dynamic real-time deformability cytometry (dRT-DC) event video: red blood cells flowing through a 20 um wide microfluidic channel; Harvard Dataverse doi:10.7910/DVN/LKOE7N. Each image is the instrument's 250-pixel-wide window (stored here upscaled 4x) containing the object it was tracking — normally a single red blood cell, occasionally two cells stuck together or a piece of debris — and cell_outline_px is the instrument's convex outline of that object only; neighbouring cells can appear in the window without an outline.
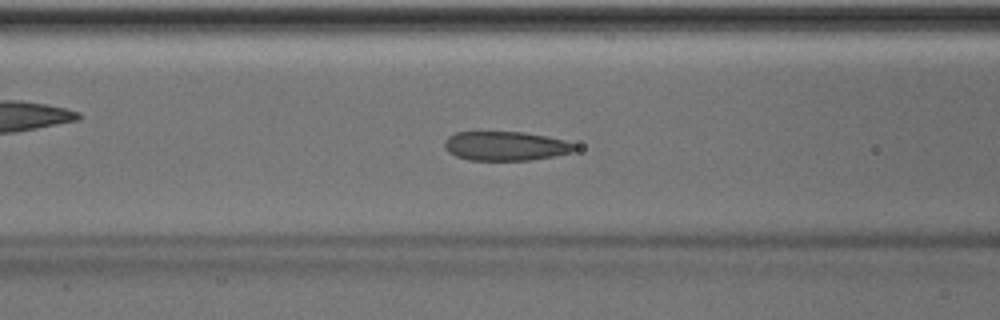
{"species": "Egyptian fruit bat (a non-hibernating species)", "species_latin": "Rousettus aegyptiacus", "temperature_condition": "room temperature", "stored_images_in_passage": 36, "camera_frame_rate_fps": 3000, "um_per_image_px": 0.085, "animal": {"sex": "male"}, "frame": {"image": 1, "passage_image": 6, "time_ms": 1.667, "image_size_px": [1000, 320], "cell_outline_px": [[576, 148], [572, 152], [552, 156], [528, 160], [468, 160], [456, 156], [448, 152], [444, 148], [444, 140], [448, 136], [456, 132], [524, 132], [548, 136], [564, 140], [576, 144]], "centroid_in_image_um": [42.94, 12.4], "position_along_channel_um": 123.7, "area_um2": 22.2}, "authors_computed_cell_mechanics": {"area_um2": 22.2241, "velocity_mm_per_s": 4.0037, "shape_relaxation_time_tau1_ms": 3.5438, "shape_relaxation_time_tau2_ms": 1.6301, "deformation_change_tau1": 0.1105, "deformation_change_tau2": 0.0706}}